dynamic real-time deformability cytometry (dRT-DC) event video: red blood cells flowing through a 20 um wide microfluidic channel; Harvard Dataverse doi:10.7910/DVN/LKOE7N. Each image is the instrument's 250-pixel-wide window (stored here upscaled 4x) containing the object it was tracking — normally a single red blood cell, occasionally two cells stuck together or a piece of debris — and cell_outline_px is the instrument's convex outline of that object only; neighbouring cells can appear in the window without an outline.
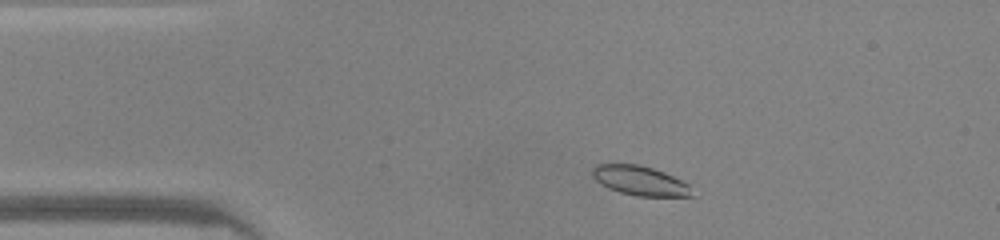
{"species": "common noctule bat (a hibernating species)", "species_latin": "Nyctalus noctula", "temperature_condition": "warm", "stored_images_in_passage": 43, "camera_frame_rate_fps": 3000, "um_per_image_px": 0.085, "animal": {"sex": "male", "body_mass_g": 20.0, "forearm_length_mm": 53.3}, "frame": {"image": 1, "passage_image": 4, "time_ms": 1.0, "image_size_px": [1000, 240], "cell_outline_px": [[692, 196], [636, 196], [620, 192], [608, 188], [600, 184], [592, 176], [592, 168], [596, 164], [640, 164], [664, 172], [688, 184]], "centroid_in_image_um": [54.34, 15.35], "position_along_channel_um": 30.7, "area_um2": 16.94}}
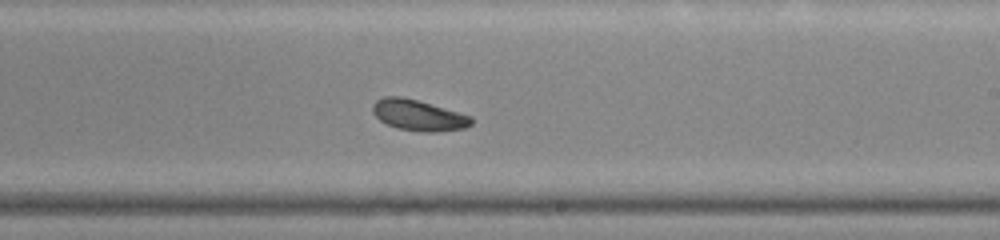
{"frame": {"image": 2, "passage_image": 23, "time_ms": 7.333, "image_size_px": [1000, 240], "cell_outline_px": [[472, 124], [464, 128], [436, 132], [424, 132], [396, 128], [380, 120], [372, 112], [372, 104], [376, 100], [384, 96], [400, 96], [416, 100], [472, 116]], "centroid_in_image_um": [35.54, 9.8], "position_along_channel_um": 253.5, "area_um2": 17.63}}
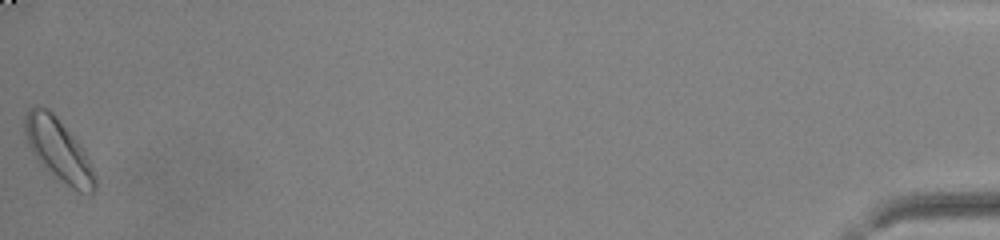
{"frame": {"image": 3, "passage_image": 43, "time_ms": 14.0, "image_size_px": [1000, 240], "cell_outline_px": [[96, 188], [92, 196], [88, 196], [72, 188], [52, 176], [40, 164], [32, 152], [28, 144], [24, 132], [24, 120], [28, 112], [32, 108], [48, 108], [56, 116], [84, 148], [88, 156], [96, 176]], "centroid_in_image_um": [5.03, 12.82], "position_along_channel_um": 430.2, "area_um2": 25.66}, "authors_computed_cell_mechanics": {"area_um2": 17.918, "velocity_mm_per_s": 4.2106, "shape_relaxation_time_tau1_ms": 3.6348, "shape_relaxation_time_tau2_ms": null, "deformation_change_tau1": 0.105, "deformation_change_tau2": null}}